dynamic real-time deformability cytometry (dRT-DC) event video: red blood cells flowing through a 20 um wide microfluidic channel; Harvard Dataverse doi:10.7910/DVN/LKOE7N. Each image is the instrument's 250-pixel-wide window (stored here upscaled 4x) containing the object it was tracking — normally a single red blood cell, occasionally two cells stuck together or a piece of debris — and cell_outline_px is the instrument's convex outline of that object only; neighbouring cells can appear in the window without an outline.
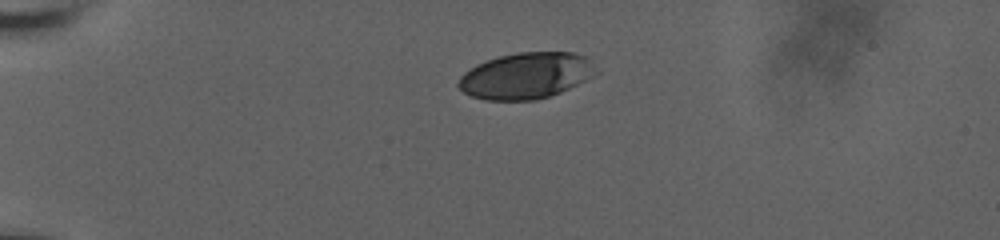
{"species": "human", "species_latin": "Homo sapiens", "temperature_condition": "room temperature", "stored_images_in_passage": 38, "camera_frame_rate_fps": 3000, "um_per_image_px": 0.085, "donor": {"sex": "male"}, "frame": {"image": 1, "passage_image": 1, "time_ms": 0.0, "image_size_px": [1000, 240], "cell_outline_px": [[600, 72], [560, 92], [536, 100], [484, 100], [472, 96], [464, 92], [456, 84], [460, 76], [464, 72], [476, 64], [500, 56], [520, 52], [572, 52], [588, 56]], "centroid_in_image_um": [44.73, 6.42], "position_along_channel_um": 40.3, "area_um2": 37.05}}
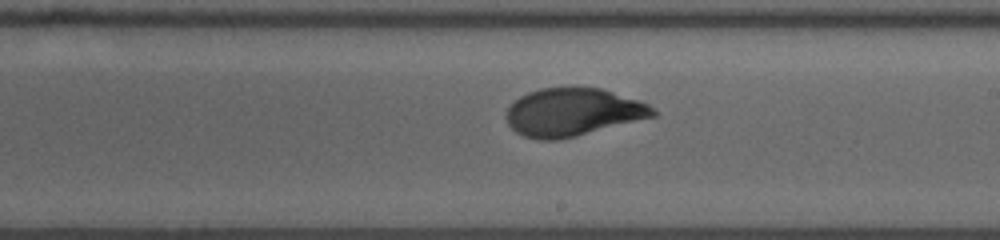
{"frame": {"image": 2, "passage_image": 22, "time_ms": 7.0, "image_size_px": [1000, 240], "cell_outline_px": [[656, 116], [560, 140], [540, 140], [524, 136], [516, 132], [508, 124], [504, 116], [508, 108], [520, 96], [528, 92], [540, 88], [600, 88], [648, 104], [656, 112]], "centroid_in_image_um": [48.65, 9.55], "position_along_channel_um": 240.4, "area_um2": 40.58}}
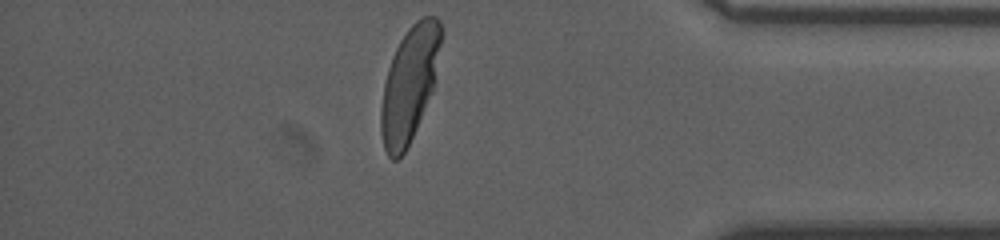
{"frame": {"image": 3, "passage_image": 37, "time_ms": 12.0, "image_size_px": [1000, 240], "cell_outline_px": [[444, 32], [432, 92], [416, 128], [404, 152], [396, 160], [392, 160], [388, 156], [384, 148], [380, 132], [380, 108], [384, 84], [388, 68], [392, 56], [400, 40], [408, 28], [416, 20], [424, 16], [436, 16], [440, 20], [444, 28]], "centroid_in_image_um": [34.81, 7.09], "position_along_channel_um": 400.4, "area_um2": 40.34}, "authors_computed_cell_mechanics": {"area_um2": 40.5178, "velocity_mm_per_s": 3.6745, "shape_relaxation_time_tau1_ms": 5.2421, "shape_relaxation_time_tau2_ms": null, "deformation_change_tau1": 0.1762, "deformation_change_tau2": null}}